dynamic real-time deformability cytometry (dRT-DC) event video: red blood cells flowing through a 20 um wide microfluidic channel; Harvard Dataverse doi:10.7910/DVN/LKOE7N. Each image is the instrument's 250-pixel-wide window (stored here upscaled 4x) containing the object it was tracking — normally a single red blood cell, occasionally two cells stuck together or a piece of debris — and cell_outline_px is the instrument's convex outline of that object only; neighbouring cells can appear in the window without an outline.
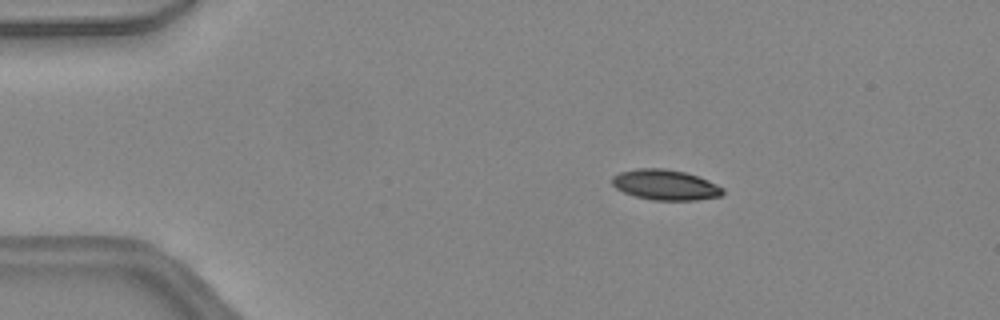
{"species": "common noctule bat (a hibernating species)", "species_latin": "Nyctalus noctula", "temperature_condition": "warm", "stored_images_in_passage": 16, "camera_frame_rate_fps": 3000, "um_per_image_px": 0.085, "animal": {"sex": "female", "body_mass_g": 24.6, "forearm_length_mm": 56.2}, "frame": {"image": 1, "passage_image": 9, "time_ms": 2.667, "image_size_px": [1000, 320], "cell_outline_px": [[724, 192], [720, 196], [696, 200], [652, 200], [636, 196], [624, 192], [616, 188], [612, 184], [612, 176], [620, 172], [636, 168], [664, 168], [684, 172], [708, 180], [724, 188]], "centroid_in_image_um": [56.54, 15.71], "position_along_channel_um": 28.5, "area_um2": 19.54}}